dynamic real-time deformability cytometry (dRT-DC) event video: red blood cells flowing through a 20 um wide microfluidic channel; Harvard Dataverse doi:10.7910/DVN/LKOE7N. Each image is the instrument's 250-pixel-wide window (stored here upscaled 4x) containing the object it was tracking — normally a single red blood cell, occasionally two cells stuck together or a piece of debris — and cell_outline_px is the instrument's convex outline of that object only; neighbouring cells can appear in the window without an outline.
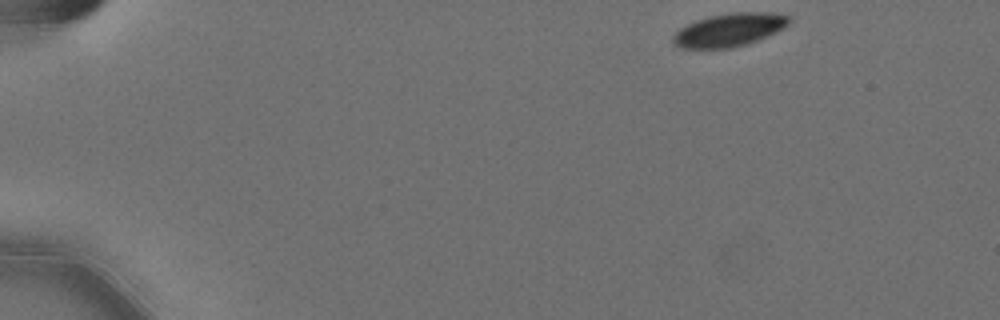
{"species": "Egyptian fruit bat (a non-hibernating species)", "species_latin": "Rousettus aegyptiacus", "temperature_condition": "cold", "stored_images_in_passage": 28, "camera_frame_rate_fps": 3000, "um_per_image_px": 0.085, "animal": {"sex": "female"}, "frame": {"image": 1, "passage_image": 1, "time_ms": 0.0, "image_size_px": [1000, 320], "cell_outline_px": [[792, 20], [788, 24], [768, 36], [748, 44], [732, 48], [680, 48], [672, 44], [672, 36], [680, 28], [696, 20], [712, 16], [732, 12], [772, 12], [792, 16]], "centroid_in_image_um": [62.0, 2.54], "position_along_channel_um": 23.0, "area_um2": 22.54}}
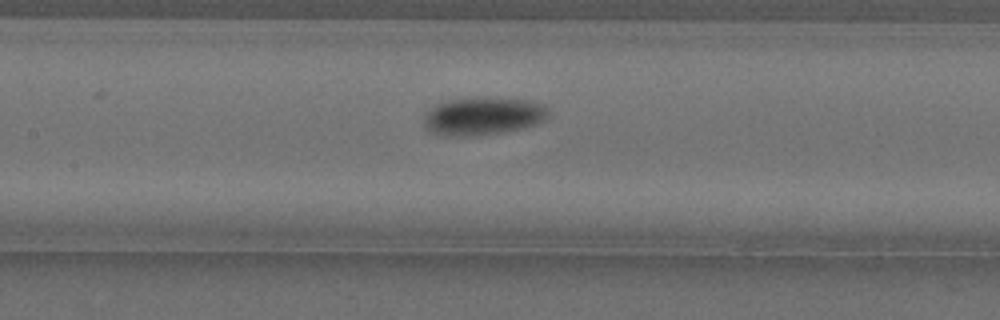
{"frame": {"image": 2, "passage_image": 22, "time_ms": 7.0, "image_size_px": [1000, 320], "cell_outline_px": [[552, 112], [544, 120], [536, 124], [524, 128], [500, 132], [468, 136], [456, 136], [428, 132], [424, 128], [424, 116], [436, 104], [448, 100], [528, 100], [544, 104], [552, 108]], "centroid_in_image_um": [41.11, 9.91], "position_along_channel_um": 166.3, "area_um2": 26.76}}
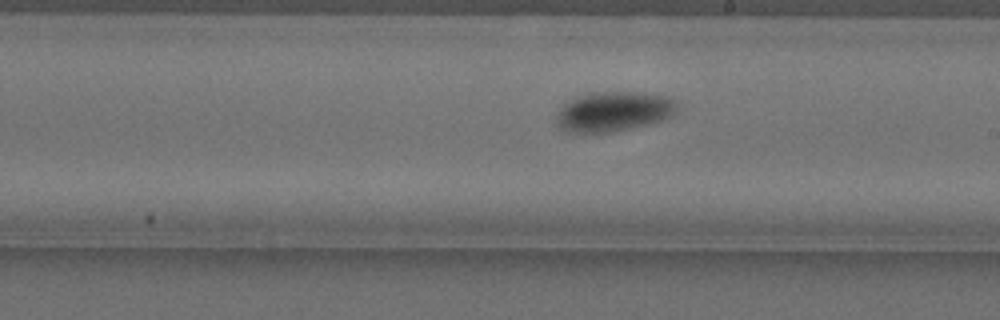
{"frame": {"image": 3, "passage_image": 28, "time_ms": 9.0, "image_size_px": [1000, 320], "cell_outline_px": [[680, 108], [672, 116], [648, 124], [608, 132], [576, 132], [560, 128], [556, 124], [556, 116], [564, 104], [580, 96], [592, 92], [640, 92], [668, 96]], "centroid_in_image_um": [52.19, 9.46], "position_along_channel_um": 236.8, "area_um2": 27.63}}